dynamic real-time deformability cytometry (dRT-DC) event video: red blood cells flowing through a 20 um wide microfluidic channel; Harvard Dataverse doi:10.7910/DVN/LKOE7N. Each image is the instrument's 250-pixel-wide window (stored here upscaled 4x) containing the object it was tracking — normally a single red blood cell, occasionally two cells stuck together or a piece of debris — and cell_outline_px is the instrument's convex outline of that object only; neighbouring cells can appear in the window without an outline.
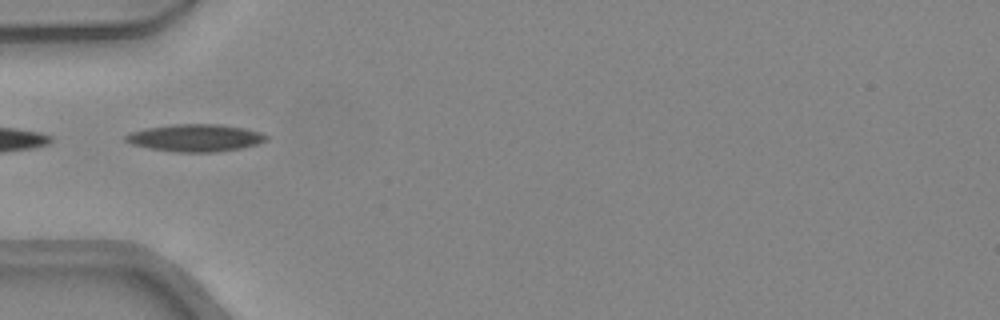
{"species": "common noctule bat (a hibernating species)", "species_latin": "Nyctalus noctula", "temperature_condition": "warm", "stored_images_in_passage": 9, "camera_frame_rate_fps": 3000, "um_per_image_px": 0.085, "animal": {"sex": "female", "body_mass_g": 24.6, "forearm_length_mm": 56.2}, "frame": {"image": 1, "passage_image": 7, "time_ms": 2.0, "image_size_px": [1000, 320], "cell_outline_px": [[268, 140], [260, 144], [240, 148], [216, 152], [176, 152], [148, 148], [132, 144], [124, 140], [124, 136], [132, 132], [148, 128], [172, 124], [220, 124], [244, 128], [260, 132], [268, 136]], "centroid_in_image_um": [16.64, 11.72], "position_along_channel_um": 68.4, "area_um2": 22.43}}